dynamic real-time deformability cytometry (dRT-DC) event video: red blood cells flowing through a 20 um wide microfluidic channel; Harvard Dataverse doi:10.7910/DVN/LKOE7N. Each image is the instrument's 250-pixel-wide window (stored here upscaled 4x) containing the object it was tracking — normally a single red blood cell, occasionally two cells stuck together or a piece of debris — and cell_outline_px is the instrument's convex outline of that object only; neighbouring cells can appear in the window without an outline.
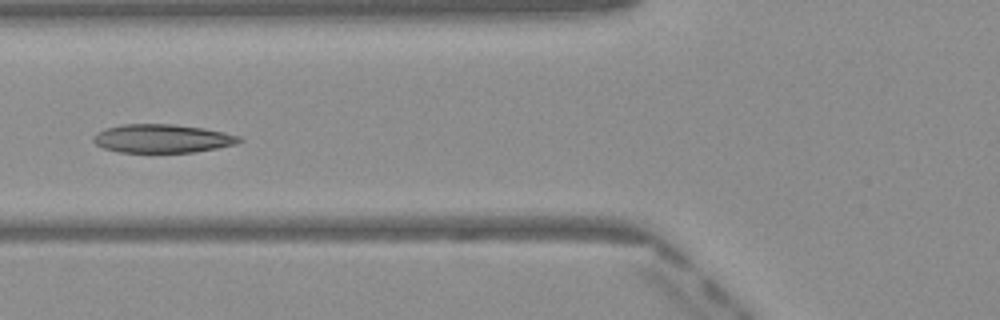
{"species": "Egyptian fruit bat (a non-hibernating species)", "species_latin": "Rousettus aegyptiacus", "temperature_condition": "warm", "stored_images_in_passage": 42, "camera_frame_rate_fps": 3000, "um_per_image_px": 0.085, "frame": {"image": 1, "passage_image": 15, "time_ms": 4.667, "image_size_px": [1000, 320], "cell_outline_px": [[244, 140], [236, 144], [196, 152], [120, 152], [104, 148], [96, 144], [92, 140], [92, 136], [96, 132], [104, 128], [124, 124], [172, 124], [204, 128], [224, 132], [240, 136]], "centroid_in_image_um": [13.79, 11.77], "position_along_channel_um": 112.0, "area_um2": 24.33}}
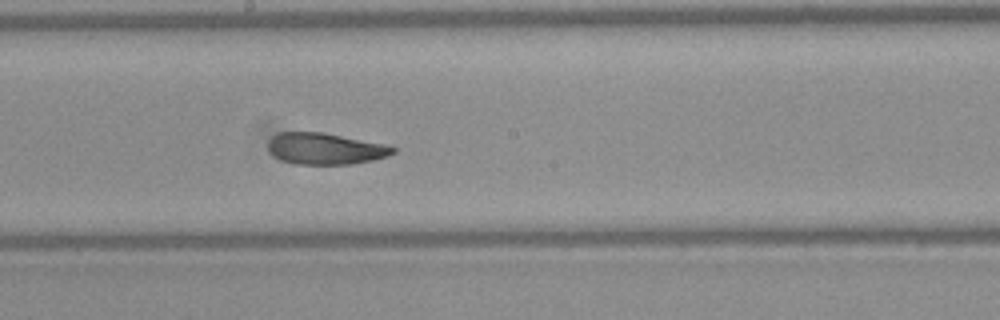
{"frame": {"image": 2, "passage_image": 23, "time_ms": 7.333, "image_size_px": [1000, 320], "cell_outline_px": [[396, 152], [388, 156], [372, 160], [352, 164], [296, 164], [280, 160], [272, 156], [268, 152], [268, 140], [276, 132], [324, 132], [388, 144], [396, 148]], "centroid_in_image_um": [27.63, 12.63], "position_along_channel_um": 220.6, "area_um2": 23.35}}
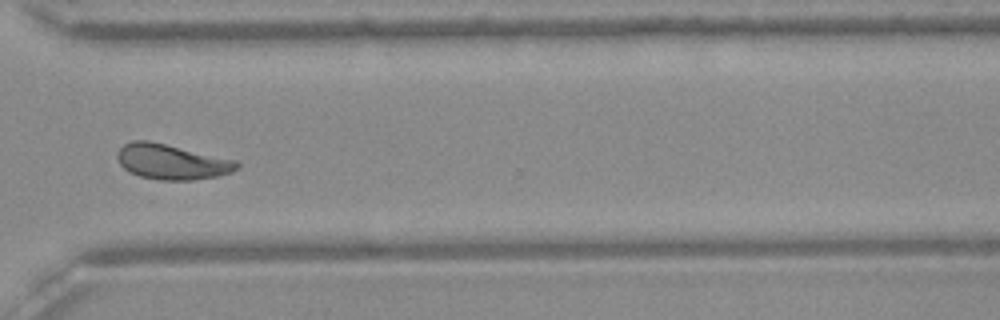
{"frame": {"image": 3, "passage_image": 33, "time_ms": 10.667, "image_size_px": [1000, 320], "cell_outline_px": [[240, 164], [232, 172], [216, 176], [192, 180], [160, 180], [140, 176], [128, 172], [120, 164], [116, 156], [116, 152], [124, 144], [132, 140], [148, 140], [236, 160]], "centroid_in_image_um": [14.55, 13.75], "position_along_channel_um": 356.0, "area_um2": 24.45}, "authors_computed_cell_mechanics": {"area_um2": 23.987, "velocity_mm_per_s": 4.0659, "shape_relaxation_time_tau1_ms": 4.0378, "shape_relaxation_time_tau2_ms": 1.2754, "deformation_change_tau1": 0.1457, "deformation_change_tau2": 0.0585}}